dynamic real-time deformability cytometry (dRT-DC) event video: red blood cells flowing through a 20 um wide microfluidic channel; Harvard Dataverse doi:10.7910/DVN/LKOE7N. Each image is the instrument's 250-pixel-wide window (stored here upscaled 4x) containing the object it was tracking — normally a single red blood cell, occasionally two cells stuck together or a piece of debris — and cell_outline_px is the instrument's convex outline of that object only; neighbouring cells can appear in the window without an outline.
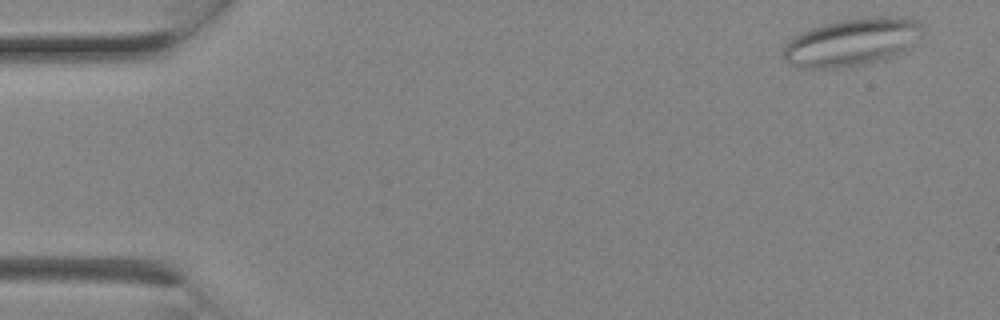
{"species": "Egyptian fruit bat (a non-hibernating species)", "species_latin": "Rousettus aegyptiacus", "temperature_condition": "room temperature", "stored_images_in_passage": 4, "camera_frame_rate_fps": 3000, "um_per_image_px": 0.085, "animal": {"sex": "female"}, "frame": {"image": 1, "passage_image": 1, "time_ms": 0.0, "image_size_px": [1000, 320], "cell_outline_px": [[920, 28], [908, 48], [904, 52], [896, 56], [884, 60], [836, 68], [796, 68], [784, 60], [784, 44], [792, 36], [800, 32], [824, 24], [844, 20], [872, 16], [908, 16], [916, 20], [920, 24]], "centroid_in_image_um": [72.35, 3.58], "position_along_channel_um": 12.7, "area_um2": 38.49}}
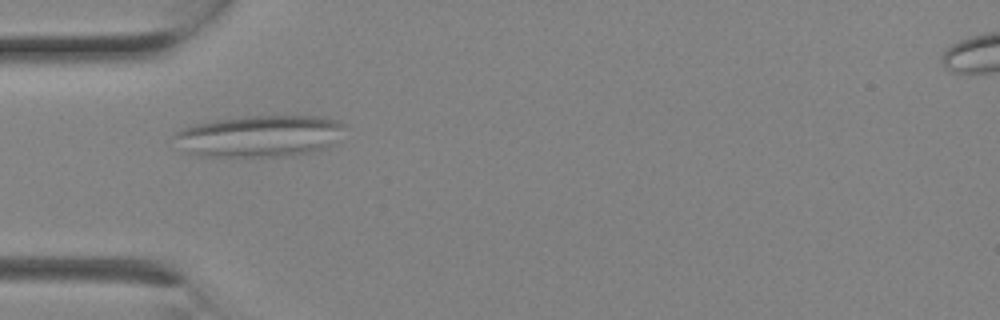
{"frame": {"image": 2, "passage_image": 4, "time_ms": 1.0, "image_size_px": [1000, 320], "cell_outline_px": [[344, 124], [336, 144], [316, 152], [292, 156], [204, 156], [192, 152], [172, 136], [180, 128], [192, 124], [212, 120], [244, 116], [316, 116], [336, 120]], "centroid_in_image_um": [22.13, 11.55], "position_along_channel_um": 62.9, "area_um2": 41.27}}